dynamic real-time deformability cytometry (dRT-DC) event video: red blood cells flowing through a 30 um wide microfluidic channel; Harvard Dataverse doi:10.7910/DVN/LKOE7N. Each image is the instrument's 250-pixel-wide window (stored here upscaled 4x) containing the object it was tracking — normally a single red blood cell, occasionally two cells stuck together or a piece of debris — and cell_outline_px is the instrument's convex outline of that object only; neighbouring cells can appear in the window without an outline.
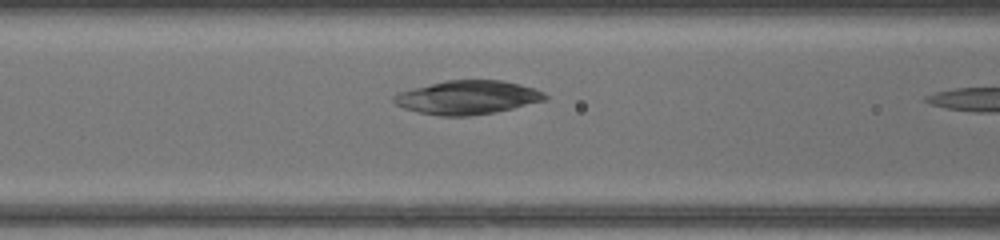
{"species": "common noctule bat (a hibernating species)", "species_latin": "Nyctalus noctula", "temperature_condition": "warm", "stored_images_in_passage": 7, "camera_frame_rate_fps": 3000, "um_per_image_px": 0.085, "animal": {"sex": "female", "body_mass_g": 17.0, "forearm_length_mm": 48.0}, "frame": {"image": 1, "passage_image": 6, "time_ms": 1.667, "image_size_px": [1000, 240], "cell_outline_px": [[548, 100], [496, 112], [468, 116], [440, 116], [420, 112], [404, 108], [396, 104], [392, 100], [392, 96], [400, 92], [444, 80], [500, 80], [520, 84], [536, 88], [544, 92], [548, 96]], "centroid_in_image_um": [39.79, 8.28], "position_along_channel_um": 126.8, "area_um2": 29.77}}